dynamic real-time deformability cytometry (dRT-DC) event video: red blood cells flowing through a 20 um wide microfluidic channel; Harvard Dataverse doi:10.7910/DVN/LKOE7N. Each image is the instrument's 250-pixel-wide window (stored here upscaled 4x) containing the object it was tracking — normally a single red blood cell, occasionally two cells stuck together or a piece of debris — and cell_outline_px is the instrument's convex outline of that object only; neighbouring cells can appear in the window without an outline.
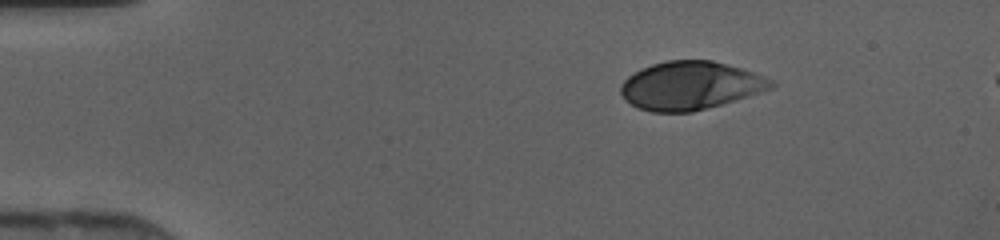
{"species": "human", "species_latin": "Homo sapiens", "temperature_condition": "cold", "stored_images_in_passage": 39, "camera_frame_rate_fps": 3000, "um_per_image_px": 0.085, "donor": {"sex": "female"}, "frame": {"image": 1, "passage_image": 1, "time_ms": 0.0, "image_size_px": [1000, 240], "cell_outline_px": [[776, 84], [772, 88], [748, 96], [708, 108], [692, 112], [652, 112], [636, 108], [620, 92], [620, 84], [628, 76], [640, 68], [652, 64], [668, 60], [712, 60], [740, 68], [776, 80]], "centroid_in_image_um": [58.67, 7.27], "position_along_channel_um": 26.3, "area_um2": 42.25}}
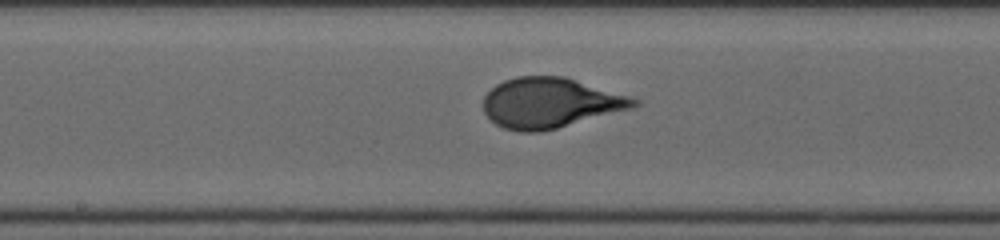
{"frame": {"image": 2, "passage_image": 18, "time_ms": 5.667, "image_size_px": [1000, 240], "cell_outline_px": [[640, 104], [632, 108], [556, 128], [540, 132], [520, 132], [504, 128], [496, 124], [484, 112], [484, 96], [496, 84], [504, 80], [516, 76], [564, 76], [628, 96], [640, 100]], "centroid_in_image_um": [46.74, 8.74], "position_along_channel_um": 201.5, "area_um2": 43.64}}
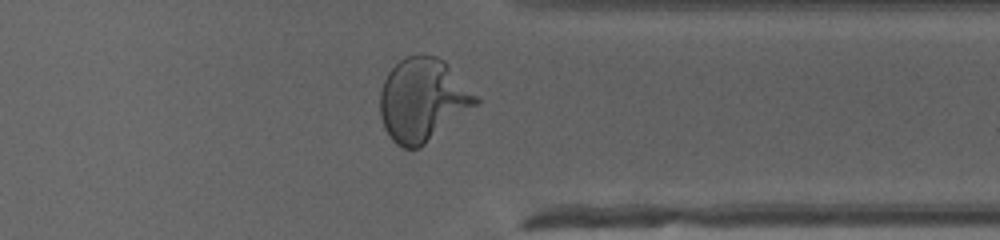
{"frame": {"image": 3, "passage_image": 30, "time_ms": 9.667, "image_size_px": [1000, 240], "cell_outline_px": [[480, 104], [420, 148], [404, 148], [396, 144], [392, 140], [384, 128], [380, 116], [380, 92], [384, 80], [388, 72], [400, 60], [408, 56], [420, 52], [436, 56], [444, 60], [480, 100]], "centroid_in_image_um": [35.93, 8.49], "position_along_channel_um": 375.5, "area_um2": 46.7}}